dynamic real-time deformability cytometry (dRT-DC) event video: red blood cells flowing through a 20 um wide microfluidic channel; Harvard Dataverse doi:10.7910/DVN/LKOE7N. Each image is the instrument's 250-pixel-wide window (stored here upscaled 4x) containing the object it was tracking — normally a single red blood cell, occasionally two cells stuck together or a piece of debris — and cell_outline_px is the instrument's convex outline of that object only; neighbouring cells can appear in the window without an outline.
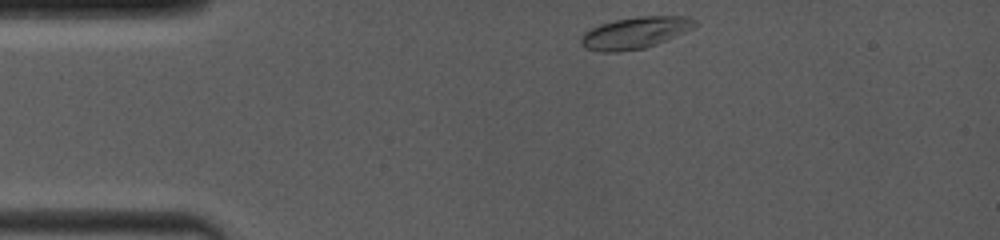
{"species": "common noctule bat (a hibernating species)", "species_latin": "Nyctalus noctula", "temperature_condition": "room temperature", "stored_images_in_passage": 26, "camera_frame_rate_fps": 4000, "um_per_image_px": 0.085, "animal": {"sex": "female", "body_mass_g": 19.0, "forearm_length_mm": 53.3}, "frame": {"image": 1, "passage_image": 1, "time_ms": 0.0, "image_size_px": [1000, 240], "cell_outline_px": [[696, 24], [692, 28], [676, 36], [656, 44], [644, 48], [616, 52], [600, 52], [584, 48], [580, 44], [580, 36], [584, 32], [600, 24], [616, 20], [640, 16], [684, 16], [696, 20]], "centroid_in_image_um": [53.93, 2.8], "position_along_channel_um": 31.1, "area_um2": 20.92}}
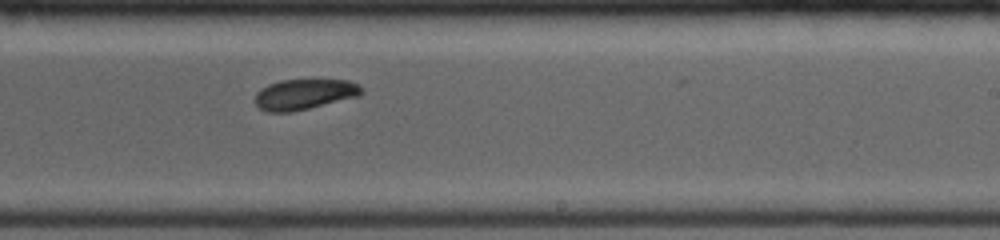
{"frame": {"image": 2, "passage_image": 15, "time_ms": 7.0, "image_size_px": [1000, 240], "cell_outline_px": [[364, 92], [360, 96], [292, 112], [268, 112], [260, 108], [256, 104], [256, 92], [260, 88], [268, 84], [280, 80], [348, 80], [356, 84]], "centroid_in_image_um": [25.85, 8.01], "position_along_channel_um": 263.1, "area_um2": 18.84}}
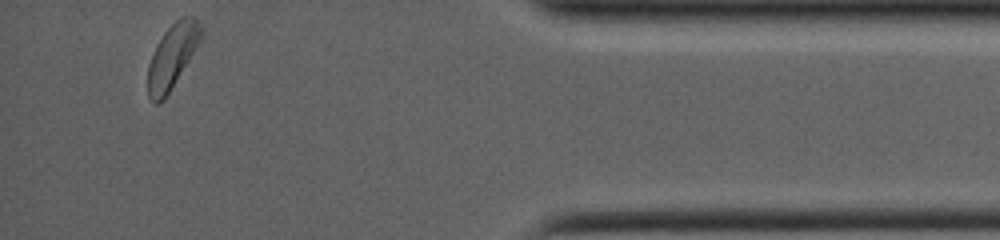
{"frame": {"image": 3, "passage_image": 26, "time_ms": 11.75, "image_size_px": [1000, 240], "cell_outline_px": [[200, 36], [192, 52], [164, 100], [156, 104], [152, 104], [148, 96], [148, 64], [156, 44], [164, 32], [180, 16], [192, 16], [196, 20], [200, 28]], "centroid_in_image_um": [14.55, 4.81], "position_along_channel_um": 420.6, "area_um2": 19.02}, "authors_computed_cell_mechanics": {"area_um2": 19.6231, "velocity_mm_per_s": 4.0377, "shape_relaxation_time_tau1_ms": 0.9386, "shape_relaxation_time_tau2_ms": null, "deformation_change_tau1": 0.0594, "deformation_change_tau2": null}}